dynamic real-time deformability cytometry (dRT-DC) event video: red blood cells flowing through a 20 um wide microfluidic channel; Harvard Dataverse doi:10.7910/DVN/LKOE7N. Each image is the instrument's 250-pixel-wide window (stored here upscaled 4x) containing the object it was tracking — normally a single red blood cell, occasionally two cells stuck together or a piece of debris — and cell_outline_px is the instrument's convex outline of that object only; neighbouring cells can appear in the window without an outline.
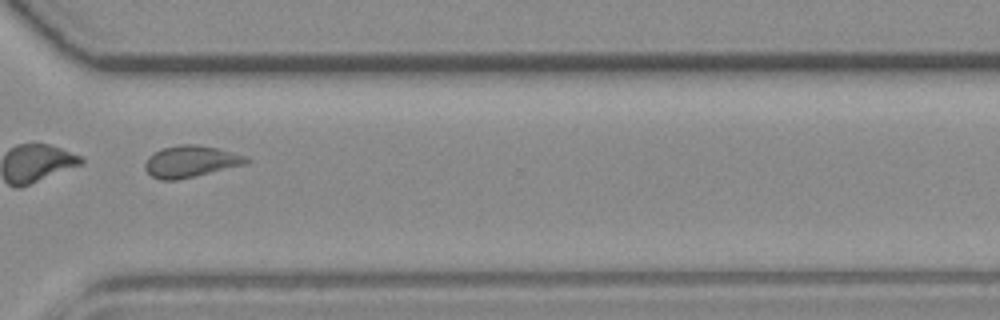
{"species": "common noctule bat (a hibernating species)", "species_latin": "Nyctalus noctula", "temperature_condition": "room temperature", "stored_images_in_passage": 14, "camera_frame_rate_fps": 3000, "um_per_image_px": 0.085, "animal": {"sex": "female", "body_mass_g": 19.3, "forearm_length_mm": 54.1}, "frame": {"image": 1, "passage_image": 10, "time_ms": 11.333, "image_size_px": [1000, 320], "cell_outline_px": [[252, 160], [248, 164], [176, 180], [160, 180], [152, 176], [144, 168], [144, 164], [148, 156], [164, 148], [180, 144], [196, 144], [216, 148], [244, 156]], "centroid_in_image_um": [16.21, 13.73], "position_along_channel_um": 354.4, "area_um2": 18.5}}
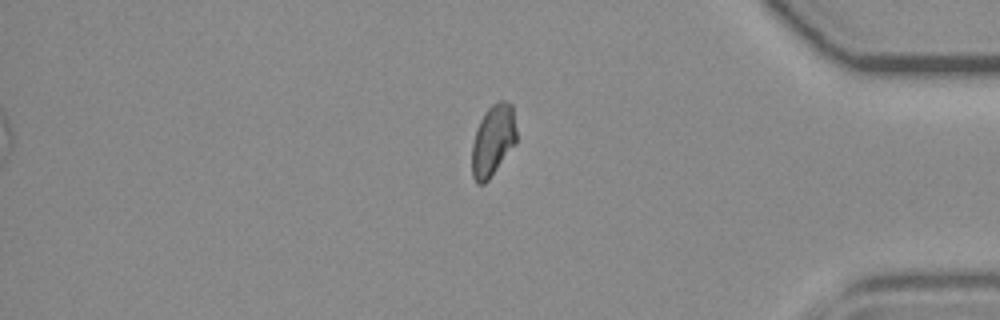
{"frame": {"image": 2, "passage_image": 14, "time_ms": 16.667, "image_size_px": [1000, 320], "cell_outline_px": [[516, 144], [488, 180], [484, 184], [476, 184], [472, 176], [472, 144], [476, 128], [484, 112], [492, 104], [500, 100], [504, 100], [512, 104], [516, 132]], "centroid_in_image_um": [41.89, 11.93], "position_along_channel_um": 393.3, "area_um2": 18.67}, "authors_computed_cell_mechanics": {"area_um2": 18.5827, "velocity_mm_per_s": 3.7558, "shape_relaxation_time_tau1_ms": 5.3673, "shape_relaxation_time_tau2_ms": 3.9991, "deformation_change_tau1": 0.1117, "deformation_change_tau2": 0.0657}}